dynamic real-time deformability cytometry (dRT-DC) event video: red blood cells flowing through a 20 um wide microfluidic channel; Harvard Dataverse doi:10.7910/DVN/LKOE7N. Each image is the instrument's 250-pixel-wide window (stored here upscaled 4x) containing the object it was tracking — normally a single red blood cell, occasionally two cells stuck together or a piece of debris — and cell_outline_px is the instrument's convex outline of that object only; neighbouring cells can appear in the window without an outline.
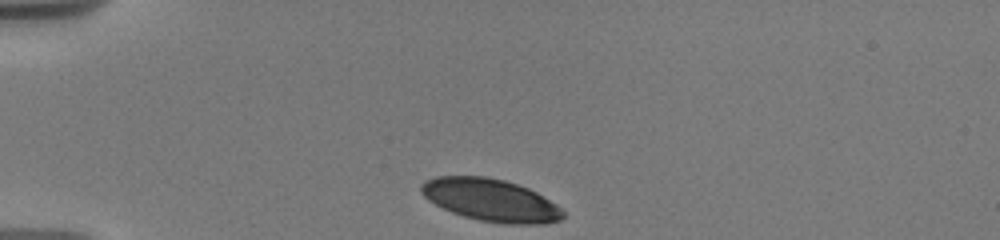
{"species": "human", "species_latin": "Homo sapiens", "temperature_condition": "warm", "stored_images_in_passage": 6, "camera_frame_rate_fps": 3000, "um_per_image_px": 0.085, "donor": {"sex": "male"}, "frame": {"image": 1, "passage_image": 1, "time_ms": 0.0, "image_size_px": [1000, 240], "cell_outline_px": [[564, 216], [560, 220], [548, 224], [504, 224], [480, 220], [464, 216], [452, 212], [428, 200], [420, 192], [420, 184], [424, 180], [436, 176], [484, 176], [504, 180], [528, 188], [536, 192], [556, 204], [564, 212]], "centroid_in_image_um": [41.7, 17.01], "position_along_channel_um": 43.3, "area_um2": 35.08}}
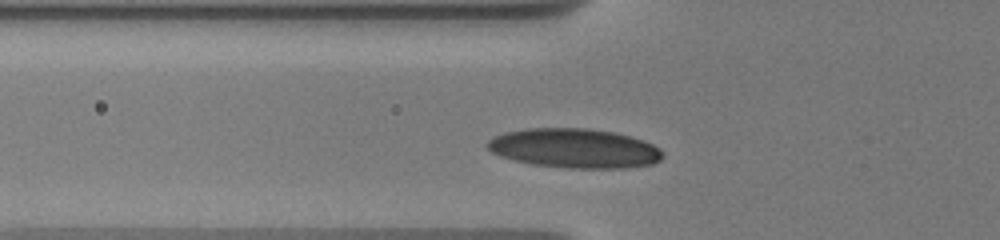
{"frame": {"image": 2, "passage_image": 4, "time_ms": 2.0, "image_size_px": [1000, 240], "cell_outline_px": [[664, 156], [660, 160], [652, 164], [628, 168], [568, 168], [532, 164], [500, 156], [492, 152], [484, 144], [488, 140], [504, 132], [528, 128], [588, 128], [612, 132], [644, 140], [660, 148]], "centroid_in_image_um": [48.83, 12.6], "position_along_channel_um": 77.0, "area_um2": 40.29}}
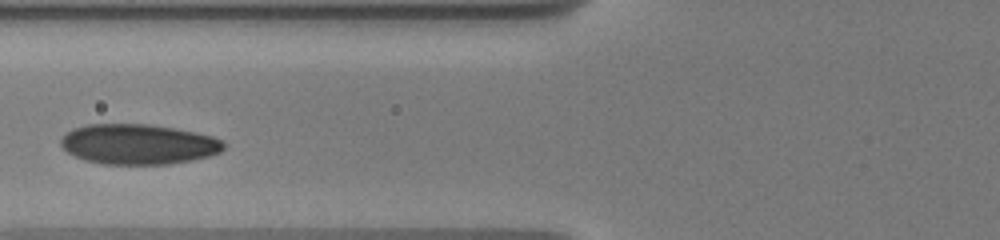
{"frame": {"image": 3, "passage_image": 5, "time_ms": 3.0, "image_size_px": [1000, 240], "cell_outline_px": [[224, 148], [220, 152], [212, 156], [192, 160], [168, 164], [104, 164], [84, 160], [68, 152], [60, 144], [60, 140], [72, 128], [88, 124], [148, 124], [172, 128], [212, 136], [220, 140], [224, 144]], "centroid_in_image_um": [11.75, 12.26], "position_along_channel_um": 114.1, "area_um2": 37.97}}